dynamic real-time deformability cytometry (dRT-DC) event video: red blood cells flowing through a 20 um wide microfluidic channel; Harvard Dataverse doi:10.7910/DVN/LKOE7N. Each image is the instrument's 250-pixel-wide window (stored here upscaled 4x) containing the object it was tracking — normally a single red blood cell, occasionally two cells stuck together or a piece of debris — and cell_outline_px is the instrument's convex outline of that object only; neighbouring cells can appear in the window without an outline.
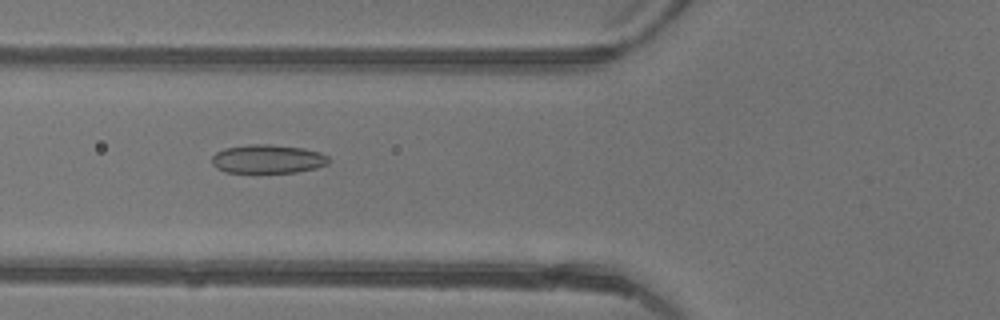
{"species": "common noctule bat (a hibernating species)", "species_latin": "Nyctalus noctula", "temperature_condition": "warm", "stored_images_in_passage": 34, "camera_frame_rate_fps": 3000, "um_per_image_px": 0.085, "animal": {"sex": "female"}, "frame": {"image": 1, "passage_image": 5, "time_ms": 1.333, "image_size_px": [1000, 320], "cell_outline_px": [[332, 160], [328, 164], [316, 168], [296, 172], [224, 172], [216, 168], [212, 164], [212, 156], [216, 152], [224, 148], [252, 144], [272, 144], [304, 148], [320, 152], [328, 156]], "centroid_in_image_um": [22.78, 13.51], "position_along_channel_um": 103.0, "area_um2": 19.71}}
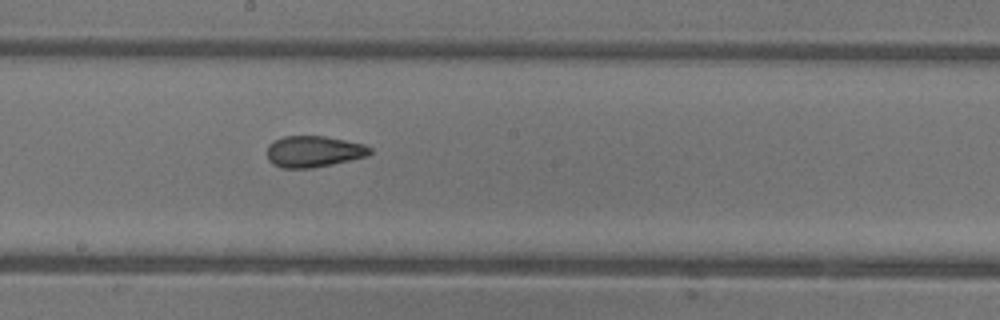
{"frame": {"image": 2, "passage_image": 13, "time_ms": 4.0, "image_size_px": [1000, 320], "cell_outline_px": [[372, 152], [368, 156], [332, 164], [312, 168], [280, 168], [272, 164], [268, 160], [268, 144], [272, 140], [284, 136], [324, 136], [364, 144], [372, 148]], "centroid_in_image_um": [26.64, 12.88], "position_along_channel_um": 221.6, "area_um2": 18.9}}
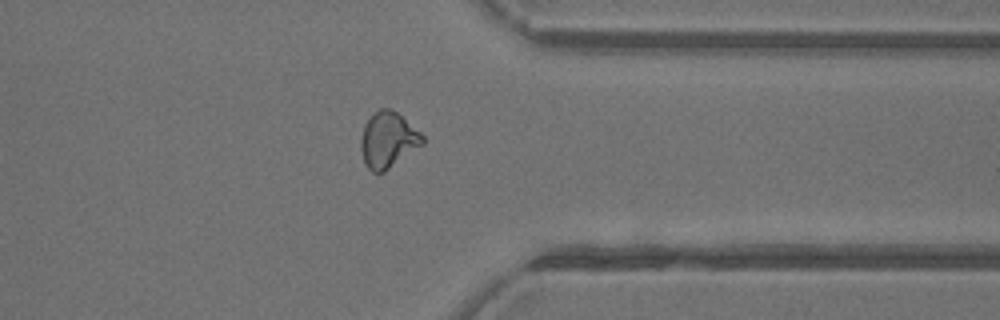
{"frame": {"image": 3, "passage_image": 24, "time_ms": 7.667, "image_size_px": [1000, 320], "cell_outline_px": [[424, 144], [384, 172], [372, 172], [364, 164], [360, 148], [360, 140], [364, 124], [372, 112], [380, 108], [388, 108], [396, 112], [420, 132], [424, 136]], "centroid_in_image_um": [32.95, 11.89], "position_along_channel_um": 378.4, "area_um2": 20.17}, "authors_computed_cell_mechanics": {"area_um2": 19.3919, "velocity_mm_per_s": 4.4224, "shape_relaxation_time_tau1_ms": 6.287, "shape_relaxation_time_tau2_ms": 1.5224, "deformation_change_tau1": 0.1653, "deformation_change_tau2": 0.0712}}